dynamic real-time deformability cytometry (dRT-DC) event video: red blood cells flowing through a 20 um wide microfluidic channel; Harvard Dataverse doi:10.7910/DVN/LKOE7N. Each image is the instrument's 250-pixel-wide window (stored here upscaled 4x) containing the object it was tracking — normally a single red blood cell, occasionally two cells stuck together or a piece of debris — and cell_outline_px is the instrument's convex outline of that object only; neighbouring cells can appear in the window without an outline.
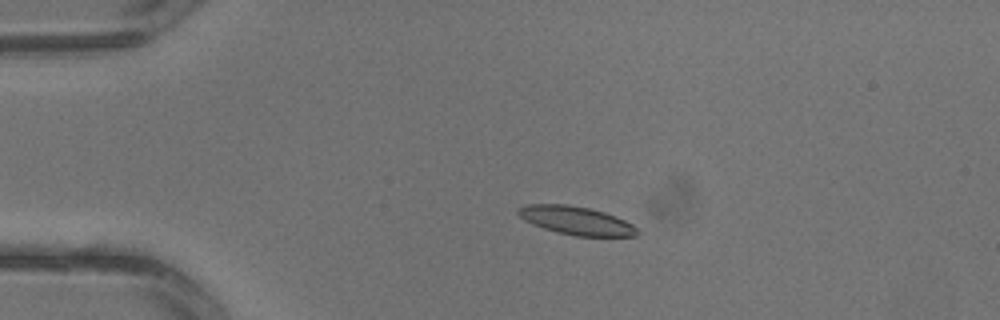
{"species": "common noctule bat (a hibernating species)", "species_latin": "Nyctalus noctula", "temperature_condition": "warm", "stored_images_in_passage": 4, "camera_frame_rate_fps": 3000, "um_per_image_px": 0.085, "animal": {"sex": "male", "body_mass_g": 13.3}, "frame": {"image": 1, "passage_image": 3, "time_ms": 0.667, "image_size_px": [1000, 320], "cell_outline_px": [[640, 232], [636, 236], [576, 236], [556, 232], [532, 224], [524, 220], [516, 212], [520, 208], [528, 204], [568, 204], [588, 208], [604, 212], [616, 216], [632, 224]], "centroid_in_image_um": [48.98, 18.75], "position_along_channel_um": 36.0, "area_um2": 19.59}}